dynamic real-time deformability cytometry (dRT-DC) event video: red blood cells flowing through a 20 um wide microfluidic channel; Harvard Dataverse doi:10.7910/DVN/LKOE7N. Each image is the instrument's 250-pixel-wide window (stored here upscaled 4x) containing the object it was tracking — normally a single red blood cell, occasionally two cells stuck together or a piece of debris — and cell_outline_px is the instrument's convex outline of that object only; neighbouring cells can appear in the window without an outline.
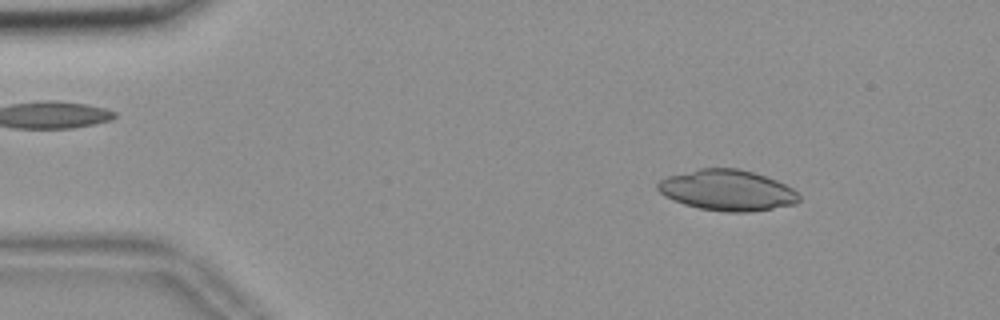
{"species": "common noctule bat (a hibernating species)", "species_latin": "Nyctalus noctula", "temperature_condition": "room temperature", "stored_images_in_passage": 53, "camera_frame_rate_fps": 3000, "um_per_image_px": 0.085, "animal": {"sex": "female", "body_mass_g": 18.4}, "frame": {"image": 1, "passage_image": 5, "time_ms": 1.333, "image_size_px": [1000, 320], "cell_outline_px": [[800, 200], [796, 204], [748, 212], [728, 212], [700, 208], [684, 204], [664, 196], [656, 188], [656, 184], [660, 180], [668, 176], [700, 168], [736, 168], [752, 172], [776, 180], [792, 188], [800, 196]], "centroid_in_image_um": [61.8, 16.17], "position_along_channel_um": 23.2, "area_um2": 33.35}}